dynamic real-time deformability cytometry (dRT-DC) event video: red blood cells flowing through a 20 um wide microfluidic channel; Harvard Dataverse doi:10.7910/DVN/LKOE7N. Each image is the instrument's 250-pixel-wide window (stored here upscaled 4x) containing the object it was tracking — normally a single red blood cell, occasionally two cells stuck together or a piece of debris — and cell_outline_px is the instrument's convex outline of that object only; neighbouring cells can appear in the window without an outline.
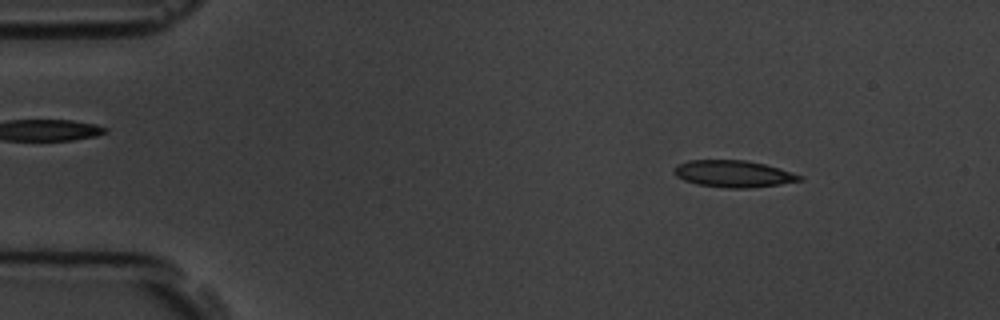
{"species": "common noctule bat (a hibernating species)", "species_latin": "Nyctalus noctula", "temperature_condition": "room temperature", "stored_images_in_passage": 3, "camera_frame_rate_fps": 3000, "um_per_image_px": 0.085, "animal": {"sex": "male", "body_mass_g": 19.5, "forearm_length_mm": 54.6}, "frame": {"image": 1, "passage_image": 1, "time_ms": 0.0, "image_size_px": [1000, 320], "cell_outline_px": [[804, 180], [780, 184], [748, 188], [728, 188], [696, 184], [684, 180], [676, 176], [672, 172], [680, 164], [688, 160], [744, 160], [764, 164], [804, 176]], "centroid_in_image_um": [62.35, 14.78], "position_along_channel_um": 22.7, "area_um2": 19.48}}